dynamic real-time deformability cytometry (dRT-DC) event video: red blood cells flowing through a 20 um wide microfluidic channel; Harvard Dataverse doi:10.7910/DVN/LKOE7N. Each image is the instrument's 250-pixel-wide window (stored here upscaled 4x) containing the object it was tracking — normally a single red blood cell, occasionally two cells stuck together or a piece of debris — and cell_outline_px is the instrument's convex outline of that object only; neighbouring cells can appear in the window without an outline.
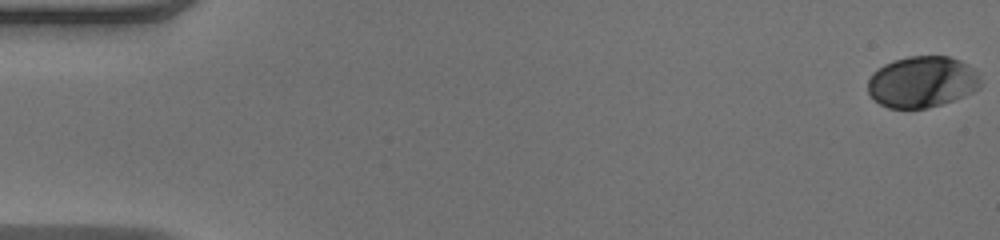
{"species": "human", "species_latin": "Homo sapiens", "temperature_condition": "warm", "stored_images_in_passage": 51, "camera_frame_rate_fps": 3000, "um_per_image_px": 0.085, "donor": {"sex": "male"}, "frame": {"image": 1, "passage_image": 1, "time_ms": 0.0, "image_size_px": [1000, 240], "cell_outline_px": [[980, 88], [972, 92], [952, 100], [928, 108], [888, 108], [880, 104], [868, 92], [868, 80], [872, 72], [884, 64], [892, 60], [908, 56], [948, 56], [960, 60], [968, 64], [976, 72], [980, 80]], "centroid_in_image_um": [78.36, 6.94], "position_along_channel_um": 6.6, "area_um2": 33.64}}
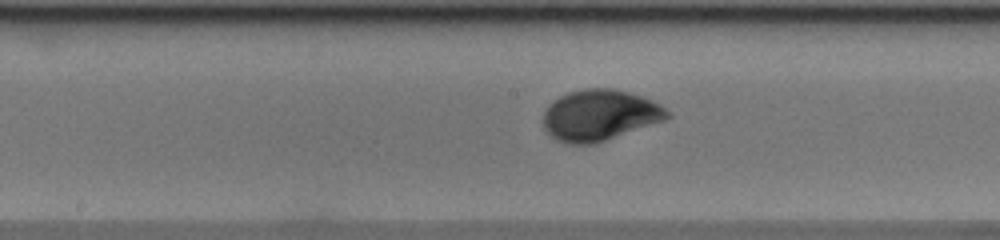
{"frame": {"image": 2, "passage_image": 27, "time_ms": 8.667, "image_size_px": [1000, 240], "cell_outline_px": [[672, 116], [664, 120], [596, 144], [568, 144], [556, 140], [544, 128], [544, 112], [548, 104], [560, 96], [568, 92], [584, 88], [616, 88], [652, 100], [660, 104]], "centroid_in_image_um": [50.96, 9.79], "position_along_channel_um": 197.2, "area_um2": 36.88}}
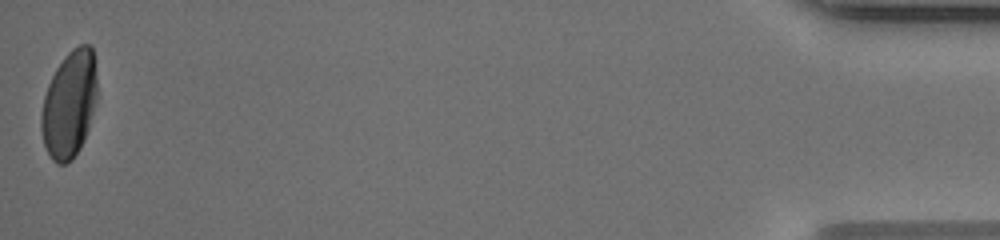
{"frame": {"image": 3, "passage_image": 51, "time_ms": 16.667, "image_size_px": [1000, 240], "cell_outline_px": [[96, 100], [88, 128], [84, 140], [80, 148], [72, 160], [64, 164], [56, 164], [52, 160], [44, 144], [40, 128], [40, 116], [44, 96], [48, 84], [56, 68], [64, 56], [72, 48], [80, 44], [88, 44], [92, 48], [96, 76]], "centroid_in_image_um": [5.87, 8.87], "position_along_channel_um": 429.3, "area_um2": 34.8}, "authors_computed_cell_mechanics": {"area_um2": 34.7956, "velocity_mm_per_s": 4.0859, "shape_relaxation_time_tau1_ms": 3.0259, "shape_relaxation_time_tau2_ms": null, "deformation_change_tau1": 0.1663, "deformation_change_tau2": null}}